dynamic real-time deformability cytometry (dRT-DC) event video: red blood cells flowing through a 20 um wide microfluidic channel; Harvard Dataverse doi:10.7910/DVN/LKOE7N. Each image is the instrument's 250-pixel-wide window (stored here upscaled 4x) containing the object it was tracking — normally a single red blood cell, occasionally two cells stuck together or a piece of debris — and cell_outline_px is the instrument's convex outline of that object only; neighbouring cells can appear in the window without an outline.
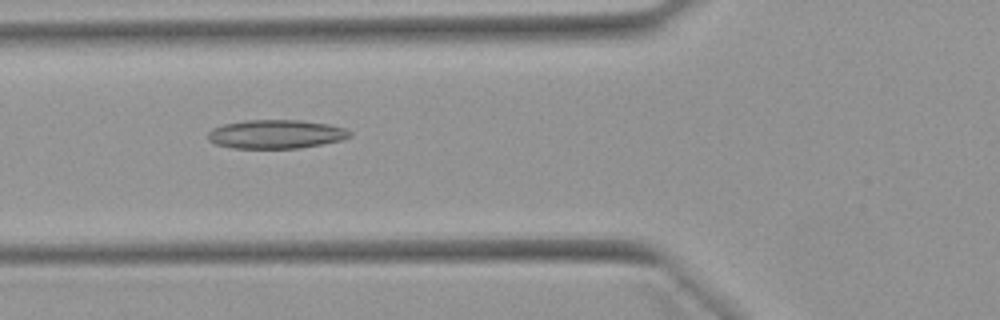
{"species": "Egyptian fruit bat (a non-hibernating species)", "species_latin": "Rousettus aegyptiacus", "temperature_condition": "warm", "stored_images_in_passage": 34, "camera_frame_rate_fps": 3000, "um_per_image_px": 0.085, "animal": {"sex": "female"}, "frame": {"image": 1, "passage_image": 8, "time_ms": 2.333, "image_size_px": [1000, 320], "cell_outline_px": [[352, 136], [344, 140], [300, 148], [232, 148], [216, 144], [208, 140], [208, 132], [212, 128], [224, 124], [244, 120], [300, 120], [328, 124], [344, 128], [352, 132]], "centroid_in_image_um": [23.47, 11.4], "position_along_channel_um": 102.3, "area_um2": 23.93}}
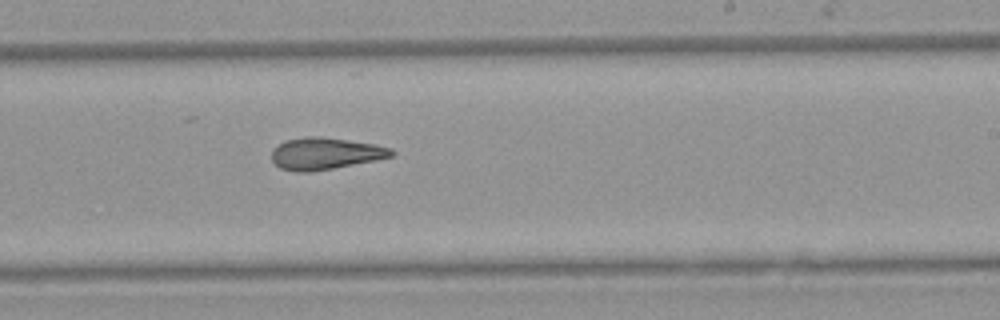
{"frame": {"image": 2, "passage_image": 20, "time_ms": 6.333, "image_size_px": [1000, 320], "cell_outline_px": [[396, 152], [392, 156], [376, 160], [312, 172], [296, 172], [280, 168], [272, 160], [272, 148], [284, 140], [304, 136], [320, 136], [376, 144], [392, 148]], "centroid_in_image_um": [27.63, 13.04], "position_along_channel_um": 261.4, "area_um2": 22.48}}
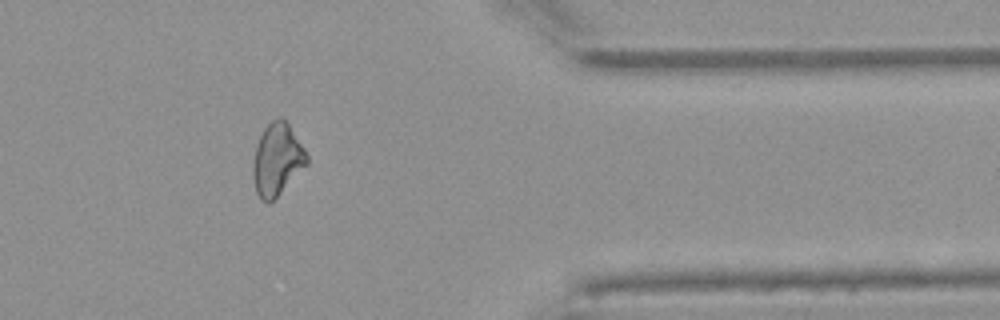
{"frame": {"image": 3, "passage_image": 31, "time_ms": 10.0, "image_size_px": [1000, 320], "cell_outline_px": [[308, 164], [268, 204], [260, 200], [256, 192], [252, 172], [252, 164], [256, 144], [264, 128], [272, 120], [280, 116], [288, 124], [304, 148], [308, 156]], "centroid_in_image_um": [23.53, 13.56], "position_along_channel_um": 387.9, "area_um2": 22.43}, "authors_computed_cell_mechanics": {"area_um2": 22.4264, "velocity_mm_per_s": 3.9886, "shape_relaxation_time_tau1_ms": null, "shape_relaxation_time_tau2_ms": 4.7344, "deformation_change_tau1": null, "deformation_change_tau2": 0.1466}}